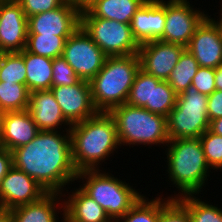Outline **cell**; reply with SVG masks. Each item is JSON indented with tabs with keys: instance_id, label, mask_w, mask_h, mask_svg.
<instances>
[{
	"instance_id": "cell-9",
	"label": "cell",
	"mask_w": 222,
	"mask_h": 222,
	"mask_svg": "<svg viewBox=\"0 0 222 222\" xmlns=\"http://www.w3.org/2000/svg\"><path fill=\"white\" fill-rule=\"evenodd\" d=\"M62 56L76 75L87 81L96 76L108 57L81 26L67 38Z\"/></svg>"
},
{
	"instance_id": "cell-14",
	"label": "cell",
	"mask_w": 222,
	"mask_h": 222,
	"mask_svg": "<svg viewBox=\"0 0 222 222\" xmlns=\"http://www.w3.org/2000/svg\"><path fill=\"white\" fill-rule=\"evenodd\" d=\"M186 49L200 67L216 69L222 64V33L215 18L207 15L203 19Z\"/></svg>"
},
{
	"instance_id": "cell-26",
	"label": "cell",
	"mask_w": 222,
	"mask_h": 222,
	"mask_svg": "<svg viewBox=\"0 0 222 222\" xmlns=\"http://www.w3.org/2000/svg\"><path fill=\"white\" fill-rule=\"evenodd\" d=\"M176 200L188 211L191 222H222V209L204 202L196 194L184 195Z\"/></svg>"
},
{
	"instance_id": "cell-40",
	"label": "cell",
	"mask_w": 222,
	"mask_h": 222,
	"mask_svg": "<svg viewBox=\"0 0 222 222\" xmlns=\"http://www.w3.org/2000/svg\"><path fill=\"white\" fill-rule=\"evenodd\" d=\"M209 130L214 134L222 136V117L210 121Z\"/></svg>"
},
{
	"instance_id": "cell-16",
	"label": "cell",
	"mask_w": 222,
	"mask_h": 222,
	"mask_svg": "<svg viewBox=\"0 0 222 222\" xmlns=\"http://www.w3.org/2000/svg\"><path fill=\"white\" fill-rule=\"evenodd\" d=\"M81 26V13L65 2L28 18V34L71 36Z\"/></svg>"
},
{
	"instance_id": "cell-7",
	"label": "cell",
	"mask_w": 222,
	"mask_h": 222,
	"mask_svg": "<svg viewBox=\"0 0 222 222\" xmlns=\"http://www.w3.org/2000/svg\"><path fill=\"white\" fill-rule=\"evenodd\" d=\"M208 96L189 86L177 96L175 107L167 116L169 140L199 138L209 129Z\"/></svg>"
},
{
	"instance_id": "cell-8",
	"label": "cell",
	"mask_w": 222,
	"mask_h": 222,
	"mask_svg": "<svg viewBox=\"0 0 222 222\" xmlns=\"http://www.w3.org/2000/svg\"><path fill=\"white\" fill-rule=\"evenodd\" d=\"M81 27L108 57L138 54L140 45L132 34L130 24L92 17L83 11Z\"/></svg>"
},
{
	"instance_id": "cell-10",
	"label": "cell",
	"mask_w": 222,
	"mask_h": 222,
	"mask_svg": "<svg viewBox=\"0 0 222 222\" xmlns=\"http://www.w3.org/2000/svg\"><path fill=\"white\" fill-rule=\"evenodd\" d=\"M191 5L189 0L165 1V28L159 40L184 47L189 45L195 29L208 15Z\"/></svg>"
},
{
	"instance_id": "cell-21",
	"label": "cell",
	"mask_w": 222,
	"mask_h": 222,
	"mask_svg": "<svg viewBox=\"0 0 222 222\" xmlns=\"http://www.w3.org/2000/svg\"><path fill=\"white\" fill-rule=\"evenodd\" d=\"M60 195L62 197L66 196L65 193L64 195L61 193H47L37 202L21 205L11 209L12 221L59 222V216L57 214H59L60 208H64L63 198ZM59 199L62 200L61 203H59Z\"/></svg>"
},
{
	"instance_id": "cell-15",
	"label": "cell",
	"mask_w": 222,
	"mask_h": 222,
	"mask_svg": "<svg viewBox=\"0 0 222 222\" xmlns=\"http://www.w3.org/2000/svg\"><path fill=\"white\" fill-rule=\"evenodd\" d=\"M28 18L16 0L0 3V53L21 52L26 47Z\"/></svg>"
},
{
	"instance_id": "cell-2",
	"label": "cell",
	"mask_w": 222,
	"mask_h": 222,
	"mask_svg": "<svg viewBox=\"0 0 222 222\" xmlns=\"http://www.w3.org/2000/svg\"><path fill=\"white\" fill-rule=\"evenodd\" d=\"M70 135L72 162L77 172L98 170V165L120 146L116 123L109 112H97L73 124Z\"/></svg>"
},
{
	"instance_id": "cell-33",
	"label": "cell",
	"mask_w": 222,
	"mask_h": 222,
	"mask_svg": "<svg viewBox=\"0 0 222 222\" xmlns=\"http://www.w3.org/2000/svg\"><path fill=\"white\" fill-rule=\"evenodd\" d=\"M52 69V86H71L80 80L63 56L53 59Z\"/></svg>"
},
{
	"instance_id": "cell-24",
	"label": "cell",
	"mask_w": 222,
	"mask_h": 222,
	"mask_svg": "<svg viewBox=\"0 0 222 222\" xmlns=\"http://www.w3.org/2000/svg\"><path fill=\"white\" fill-rule=\"evenodd\" d=\"M160 197L149 201L142 194L140 199L116 222L122 220V222H157L162 209L173 199L171 196L164 199Z\"/></svg>"
},
{
	"instance_id": "cell-29",
	"label": "cell",
	"mask_w": 222,
	"mask_h": 222,
	"mask_svg": "<svg viewBox=\"0 0 222 222\" xmlns=\"http://www.w3.org/2000/svg\"><path fill=\"white\" fill-rule=\"evenodd\" d=\"M160 81V79H157L140 69L130 88L126 104L145 108L151 112L152 83H159Z\"/></svg>"
},
{
	"instance_id": "cell-39",
	"label": "cell",
	"mask_w": 222,
	"mask_h": 222,
	"mask_svg": "<svg viewBox=\"0 0 222 222\" xmlns=\"http://www.w3.org/2000/svg\"><path fill=\"white\" fill-rule=\"evenodd\" d=\"M97 0H65L70 6H73L80 13L87 11Z\"/></svg>"
},
{
	"instance_id": "cell-45",
	"label": "cell",
	"mask_w": 222,
	"mask_h": 222,
	"mask_svg": "<svg viewBox=\"0 0 222 222\" xmlns=\"http://www.w3.org/2000/svg\"><path fill=\"white\" fill-rule=\"evenodd\" d=\"M221 6H222V5H221ZM220 11H221V13H220V16H219V17H222V7H221Z\"/></svg>"
},
{
	"instance_id": "cell-13",
	"label": "cell",
	"mask_w": 222,
	"mask_h": 222,
	"mask_svg": "<svg viewBox=\"0 0 222 222\" xmlns=\"http://www.w3.org/2000/svg\"><path fill=\"white\" fill-rule=\"evenodd\" d=\"M50 90L63 116L71 125L82 122L98 112L93 105L91 87L87 80L80 79L71 86H52Z\"/></svg>"
},
{
	"instance_id": "cell-19",
	"label": "cell",
	"mask_w": 222,
	"mask_h": 222,
	"mask_svg": "<svg viewBox=\"0 0 222 222\" xmlns=\"http://www.w3.org/2000/svg\"><path fill=\"white\" fill-rule=\"evenodd\" d=\"M39 132L28 110L5 112L0 147L12 151L31 142Z\"/></svg>"
},
{
	"instance_id": "cell-6",
	"label": "cell",
	"mask_w": 222,
	"mask_h": 222,
	"mask_svg": "<svg viewBox=\"0 0 222 222\" xmlns=\"http://www.w3.org/2000/svg\"><path fill=\"white\" fill-rule=\"evenodd\" d=\"M102 170H84L77 174V180L85 184L80 188L94 199L112 221L122 217L142 196L125 181ZM85 179V181H84ZM87 179V180H86Z\"/></svg>"
},
{
	"instance_id": "cell-32",
	"label": "cell",
	"mask_w": 222,
	"mask_h": 222,
	"mask_svg": "<svg viewBox=\"0 0 222 222\" xmlns=\"http://www.w3.org/2000/svg\"><path fill=\"white\" fill-rule=\"evenodd\" d=\"M199 139L209 168L222 171V136L208 129Z\"/></svg>"
},
{
	"instance_id": "cell-41",
	"label": "cell",
	"mask_w": 222,
	"mask_h": 222,
	"mask_svg": "<svg viewBox=\"0 0 222 222\" xmlns=\"http://www.w3.org/2000/svg\"><path fill=\"white\" fill-rule=\"evenodd\" d=\"M215 86L216 90L222 91V64L215 69Z\"/></svg>"
},
{
	"instance_id": "cell-28",
	"label": "cell",
	"mask_w": 222,
	"mask_h": 222,
	"mask_svg": "<svg viewBox=\"0 0 222 222\" xmlns=\"http://www.w3.org/2000/svg\"><path fill=\"white\" fill-rule=\"evenodd\" d=\"M30 92L26 84H0V109L3 112L24 111L29 106Z\"/></svg>"
},
{
	"instance_id": "cell-12",
	"label": "cell",
	"mask_w": 222,
	"mask_h": 222,
	"mask_svg": "<svg viewBox=\"0 0 222 222\" xmlns=\"http://www.w3.org/2000/svg\"><path fill=\"white\" fill-rule=\"evenodd\" d=\"M186 47L161 40L140 45L138 56L140 69L161 81H167Z\"/></svg>"
},
{
	"instance_id": "cell-38",
	"label": "cell",
	"mask_w": 222,
	"mask_h": 222,
	"mask_svg": "<svg viewBox=\"0 0 222 222\" xmlns=\"http://www.w3.org/2000/svg\"><path fill=\"white\" fill-rule=\"evenodd\" d=\"M12 166V152L0 147V184L3 177L8 173Z\"/></svg>"
},
{
	"instance_id": "cell-5",
	"label": "cell",
	"mask_w": 222,
	"mask_h": 222,
	"mask_svg": "<svg viewBox=\"0 0 222 222\" xmlns=\"http://www.w3.org/2000/svg\"><path fill=\"white\" fill-rule=\"evenodd\" d=\"M109 113L116 123L120 147L122 144L129 147L141 144L165 146L169 142L167 117L161 114L126 103L114 107Z\"/></svg>"
},
{
	"instance_id": "cell-20",
	"label": "cell",
	"mask_w": 222,
	"mask_h": 222,
	"mask_svg": "<svg viewBox=\"0 0 222 222\" xmlns=\"http://www.w3.org/2000/svg\"><path fill=\"white\" fill-rule=\"evenodd\" d=\"M63 201L62 222H112L105 210L80 187ZM67 200V201H66Z\"/></svg>"
},
{
	"instance_id": "cell-18",
	"label": "cell",
	"mask_w": 222,
	"mask_h": 222,
	"mask_svg": "<svg viewBox=\"0 0 222 222\" xmlns=\"http://www.w3.org/2000/svg\"><path fill=\"white\" fill-rule=\"evenodd\" d=\"M27 110L40 131H58L62 124L67 125V128L63 127L66 131L72 126L63 116L51 90L31 92Z\"/></svg>"
},
{
	"instance_id": "cell-25",
	"label": "cell",
	"mask_w": 222,
	"mask_h": 222,
	"mask_svg": "<svg viewBox=\"0 0 222 222\" xmlns=\"http://www.w3.org/2000/svg\"><path fill=\"white\" fill-rule=\"evenodd\" d=\"M194 56L186 49L180 56L179 61L170 73L167 82L172 89L180 94L192 84L193 77L199 69Z\"/></svg>"
},
{
	"instance_id": "cell-42",
	"label": "cell",
	"mask_w": 222,
	"mask_h": 222,
	"mask_svg": "<svg viewBox=\"0 0 222 222\" xmlns=\"http://www.w3.org/2000/svg\"><path fill=\"white\" fill-rule=\"evenodd\" d=\"M0 222H13L10 210L0 208Z\"/></svg>"
},
{
	"instance_id": "cell-34",
	"label": "cell",
	"mask_w": 222,
	"mask_h": 222,
	"mask_svg": "<svg viewBox=\"0 0 222 222\" xmlns=\"http://www.w3.org/2000/svg\"><path fill=\"white\" fill-rule=\"evenodd\" d=\"M192 86L199 93L209 96L216 90L215 86V68L199 67L197 73L193 77Z\"/></svg>"
},
{
	"instance_id": "cell-17",
	"label": "cell",
	"mask_w": 222,
	"mask_h": 222,
	"mask_svg": "<svg viewBox=\"0 0 222 222\" xmlns=\"http://www.w3.org/2000/svg\"><path fill=\"white\" fill-rule=\"evenodd\" d=\"M130 27L139 45L159 40L165 28V1L146 0L134 14Z\"/></svg>"
},
{
	"instance_id": "cell-31",
	"label": "cell",
	"mask_w": 222,
	"mask_h": 222,
	"mask_svg": "<svg viewBox=\"0 0 222 222\" xmlns=\"http://www.w3.org/2000/svg\"><path fill=\"white\" fill-rule=\"evenodd\" d=\"M177 96L167 81L152 83L151 112L167 117L176 105Z\"/></svg>"
},
{
	"instance_id": "cell-35",
	"label": "cell",
	"mask_w": 222,
	"mask_h": 222,
	"mask_svg": "<svg viewBox=\"0 0 222 222\" xmlns=\"http://www.w3.org/2000/svg\"><path fill=\"white\" fill-rule=\"evenodd\" d=\"M27 18L62 6L65 0H16Z\"/></svg>"
},
{
	"instance_id": "cell-27",
	"label": "cell",
	"mask_w": 222,
	"mask_h": 222,
	"mask_svg": "<svg viewBox=\"0 0 222 222\" xmlns=\"http://www.w3.org/2000/svg\"><path fill=\"white\" fill-rule=\"evenodd\" d=\"M69 36L27 34L25 49L36 55L54 59L63 54Z\"/></svg>"
},
{
	"instance_id": "cell-30",
	"label": "cell",
	"mask_w": 222,
	"mask_h": 222,
	"mask_svg": "<svg viewBox=\"0 0 222 222\" xmlns=\"http://www.w3.org/2000/svg\"><path fill=\"white\" fill-rule=\"evenodd\" d=\"M0 82L26 84L24 49L21 52L0 53Z\"/></svg>"
},
{
	"instance_id": "cell-43",
	"label": "cell",
	"mask_w": 222,
	"mask_h": 222,
	"mask_svg": "<svg viewBox=\"0 0 222 222\" xmlns=\"http://www.w3.org/2000/svg\"><path fill=\"white\" fill-rule=\"evenodd\" d=\"M4 114H5V112H3V111L0 109V138H1V135H2V126H3V117H4Z\"/></svg>"
},
{
	"instance_id": "cell-36",
	"label": "cell",
	"mask_w": 222,
	"mask_h": 222,
	"mask_svg": "<svg viewBox=\"0 0 222 222\" xmlns=\"http://www.w3.org/2000/svg\"><path fill=\"white\" fill-rule=\"evenodd\" d=\"M157 222H191L188 211L172 199L161 211Z\"/></svg>"
},
{
	"instance_id": "cell-1",
	"label": "cell",
	"mask_w": 222,
	"mask_h": 222,
	"mask_svg": "<svg viewBox=\"0 0 222 222\" xmlns=\"http://www.w3.org/2000/svg\"><path fill=\"white\" fill-rule=\"evenodd\" d=\"M60 131H40L31 142L11 151L13 166L48 193L62 194L78 174L72 162L70 130L62 135Z\"/></svg>"
},
{
	"instance_id": "cell-11",
	"label": "cell",
	"mask_w": 222,
	"mask_h": 222,
	"mask_svg": "<svg viewBox=\"0 0 222 222\" xmlns=\"http://www.w3.org/2000/svg\"><path fill=\"white\" fill-rule=\"evenodd\" d=\"M47 193L33 178L12 166L0 184V208L11 210L34 203Z\"/></svg>"
},
{
	"instance_id": "cell-37",
	"label": "cell",
	"mask_w": 222,
	"mask_h": 222,
	"mask_svg": "<svg viewBox=\"0 0 222 222\" xmlns=\"http://www.w3.org/2000/svg\"><path fill=\"white\" fill-rule=\"evenodd\" d=\"M207 113L209 121L222 117V91L215 90L208 96Z\"/></svg>"
},
{
	"instance_id": "cell-44",
	"label": "cell",
	"mask_w": 222,
	"mask_h": 222,
	"mask_svg": "<svg viewBox=\"0 0 222 222\" xmlns=\"http://www.w3.org/2000/svg\"><path fill=\"white\" fill-rule=\"evenodd\" d=\"M218 21H216V23L218 24L220 30H221V33H222V17H219V19H217Z\"/></svg>"
},
{
	"instance_id": "cell-23",
	"label": "cell",
	"mask_w": 222,
	"mask_h": 222,
	"mask_svg": "<svg viewBox=\"0 0 222 222\" xmlns=\"http://www.w3.org/2000/svg\"><path fill=\"white\" fill-rule=\"evenodd\" d=\"M146 0H97L87 12L100 17L130 24L136 11Z\"/></svg>"
},
{
	"instance_id": "cell-22",
	"label": "cell",
	"mask_w": 222,
	"mask_h": 222,
	"mask_svg": "<svg viewBox=\"0 0 222 222\" xmlns=\"http://www.w3.org/2000/svg\"><path fill=\"white\" fill-rule=\"evenodd\" d=\"M26 86L29 92L50 90L52 87L53 59L33 54L24 49Z\"/></svg>"
},
{
	"instance_id": "cell-4",
	"label": "cell",
	"mask_w": 222,
	"mask_h": 222,
	"mask_svg": "<svg viewBox=\"0 0 222 222\" xmlns=\"http://www.w3.org/2000/svg\"><path fill=\"white\" fill-rule=\"evenodd\" d=\"M139 70L138 54L107 57L102 69L89 81L95 109L110 112L125 104Z\"/></svg>"
},
{
	"instance_id": "cell-3",
	"label": "cell",
	"mask_w": 222,
	"mask_h": 222,
	"mask_svg": "<svg viewBox=\"0 0 222 222\" xmlns=\"http://www.w3.org/2000/svg\"><path fill=\"white\" fill-rule=\"evenodd\" d=\"M166 146L169 180L180 193L172 198L199 194L210 173L200 139H172Z\"/></svg>"
}]
</instances>
